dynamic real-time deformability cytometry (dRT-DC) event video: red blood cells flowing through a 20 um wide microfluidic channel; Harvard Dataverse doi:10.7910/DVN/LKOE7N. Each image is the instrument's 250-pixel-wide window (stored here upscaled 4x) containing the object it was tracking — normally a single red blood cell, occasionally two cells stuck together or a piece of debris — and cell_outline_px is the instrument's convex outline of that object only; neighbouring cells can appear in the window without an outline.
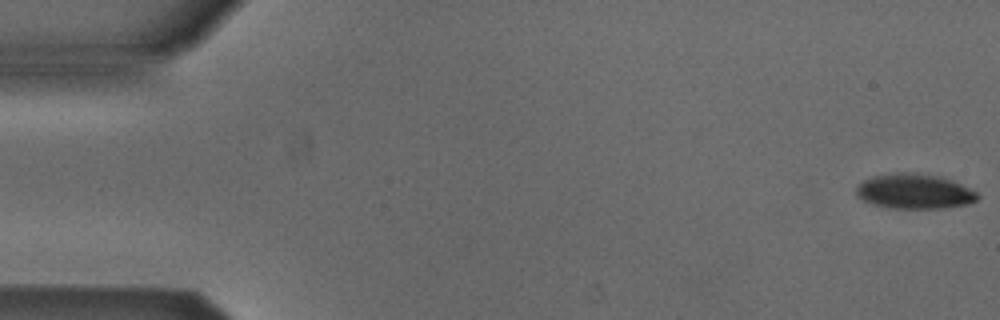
{"species": "Egyptian fruit bat (a non-hibernating species)", "species_latin": "Rousettus aegyptiacus", "temperature_condition": "cold", "stored_images_in_passage": 20, "camera_frame_rate_fps": 3000, "um_per_image_px": 0.085, "animal": {"sex": "male"}, "frame": {"image": 1, "passage_image": 1, "time_ms": 0.0, "image_size_px": [1000, 320], "cell_outline_px": [[980, 196], [976, 200], [968, 204], [944, 208], [892, 208], [872, 204], [856, 196], [856, 188], [864, 180], [872, 176], [904, 172], [936, 176], [952, 180], [976, 192]], "centroid_in_image_um": [77.72, 16.28], "position_along_channel_um": 7.3, "area_um2": 24.33}}
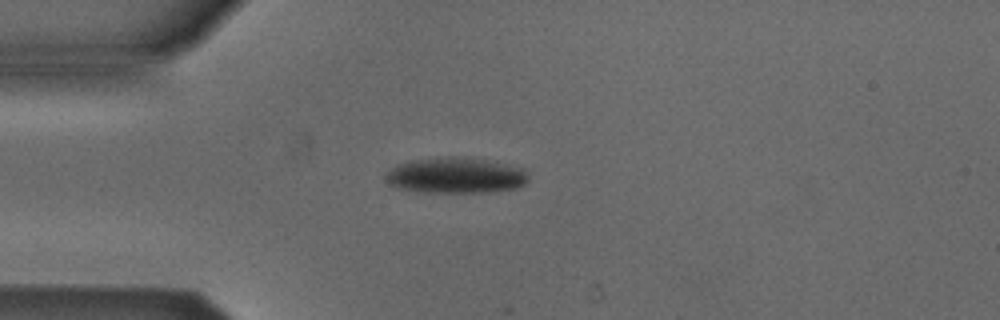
{"frame": {"image": 2, "passage_image": 14, "time_ms": 4.333, "image_size_px": [1000, 320], "cell_outline_px": [[528, 180], [524, 184], [516, 188], [488, 192], [424, 192], [400, 188], [388, 184], [384, 180], [384, 176], [396, 164], [412, 160], [448, 156], [460, 156], [484, 160], [524, 168], [528, 176]], "centroid_in_image_um": [38.71, 14.91], "position_along_channel_um": 46.3, "area_um2": 29.71}}
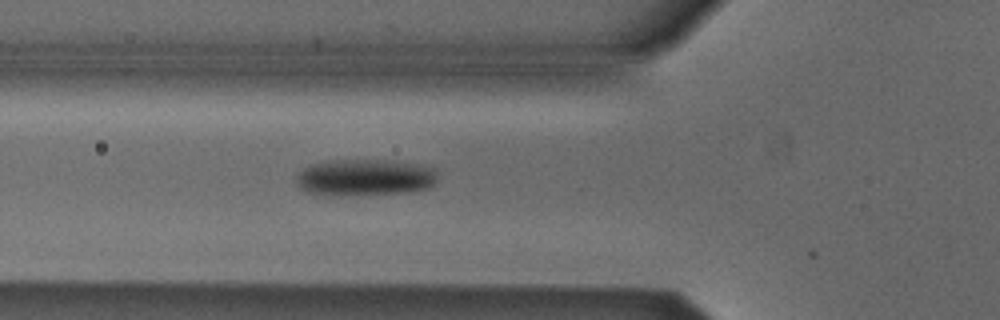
{"frame": {"image": 3, "passage_image": 19, "time_ms": 6.0, "image_size_px": [1000, 320], "cell_outline_px": [[440, 176], [428, 188], [408, 192], [324, 196], [308, 192], [296, 180], [296, 176], [304, 168], [312, 164], [328, 160], [396, 160], [420, 164], [436, 168]], "centroid_in_image_um": [31.08, 15.07], "position_along_channel_um": 94.7, "area_um2": 30.4}}